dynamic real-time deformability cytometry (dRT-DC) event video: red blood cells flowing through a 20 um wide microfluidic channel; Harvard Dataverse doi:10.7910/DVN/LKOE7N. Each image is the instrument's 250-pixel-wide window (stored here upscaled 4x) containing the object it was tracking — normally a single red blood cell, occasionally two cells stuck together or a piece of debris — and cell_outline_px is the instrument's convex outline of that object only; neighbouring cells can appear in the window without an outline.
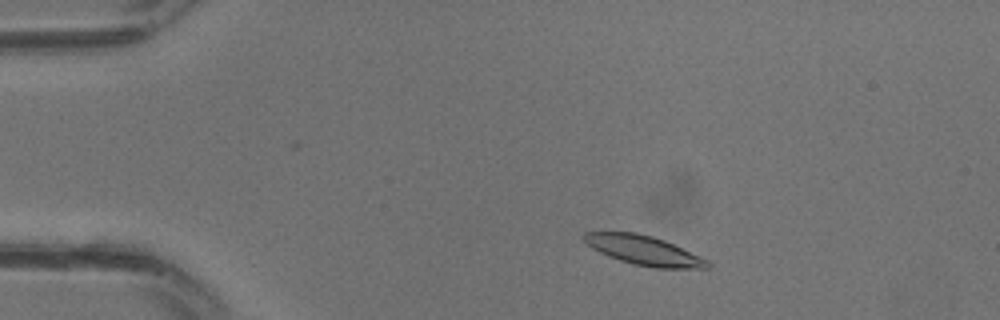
{"species": "common noctule bat (a hibernating species)", "species_latin": "Nyctalus noctula", "temperature_condition": "warm", "stored_images_in_passage": 10, "camera_frame_rate_fps": 3000, "um_per_image_px": 0.085, "animal": {"sex": "male", "body_mass_g": 13.3}, "frame": {"image": 1, "passage_image": 4, "time_ms": 1.0, "image_size_px": [1000, 320], "cell_outline_px": [[712, 264], [708, 268], [656, 268], [632, 264], [608, 256], [592, 248], [580, 236], [584, 232], [636, 232], [652, 236], [664, 240], [700, 256], [708, 260]], "centroid_in_image_um": [54.72, 21.28], "position_along_channel_um": 30.3, "area_um2": 21.1}}
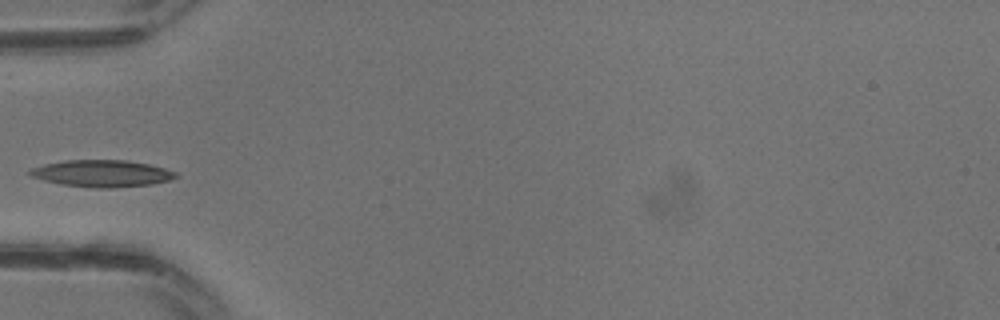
{"frame": {"image": 2, "passage_image": 9, "time_ms": 2.667, "image_size_px": [1000, 320], "cell_outline_px": [[180, 176], [168, 180], [152, 184], [112, 188], [96, 188], [60, 184], [44, 180], [32, 176], [28, 172], [32, 168], [44, 164], [64, 160], [128, 160], [148, 164], [164, 168], [176, 172]], "centroid_in_image_um": [8.68, 14.74], "position_along_channel_um": 76.3, "area_um2": 22.77}}